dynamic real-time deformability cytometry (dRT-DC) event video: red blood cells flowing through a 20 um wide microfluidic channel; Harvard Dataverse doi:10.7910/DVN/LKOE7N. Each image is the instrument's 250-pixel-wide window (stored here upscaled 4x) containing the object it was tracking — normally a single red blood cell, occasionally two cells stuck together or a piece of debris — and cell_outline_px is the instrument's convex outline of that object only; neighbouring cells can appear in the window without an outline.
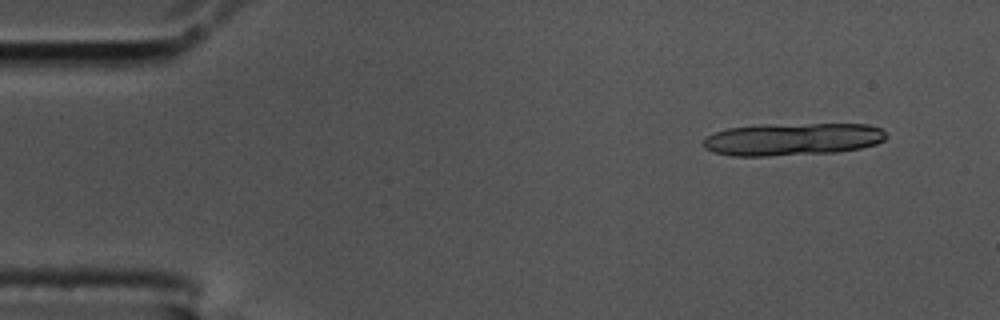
{"species": "common noctule bat (a hibernating species)", "species_latin": "Nyctalus noctula", "temperature_condition": "cold", "stored_images_in_passage": 16, "camera_frame_rate_fps": 3000, "um_per_image_px": 0.085, "animal": {"sex": "male", "body_mass_g": 17.5, "forearm_length_mm": 52.3}, "frame": {"image": 1, "passage_image": 2, "time_ms": 0.333, "image_size_px": [1000, 320], "cell_outline_px": [[888, 136], [884, 140], [876, 144], [860, 148], [840, 152], [768, 156], [732, 156], [712, 152], [704, 148], [704, 140], [708, 136], [716, 132], [728, 128], [760, 124], [868, 124], [880, 128]], "centroid_in_image_um": [67.37, 11.83], "position_along_channel_um": 17.6, "area_um2": 34.91}}